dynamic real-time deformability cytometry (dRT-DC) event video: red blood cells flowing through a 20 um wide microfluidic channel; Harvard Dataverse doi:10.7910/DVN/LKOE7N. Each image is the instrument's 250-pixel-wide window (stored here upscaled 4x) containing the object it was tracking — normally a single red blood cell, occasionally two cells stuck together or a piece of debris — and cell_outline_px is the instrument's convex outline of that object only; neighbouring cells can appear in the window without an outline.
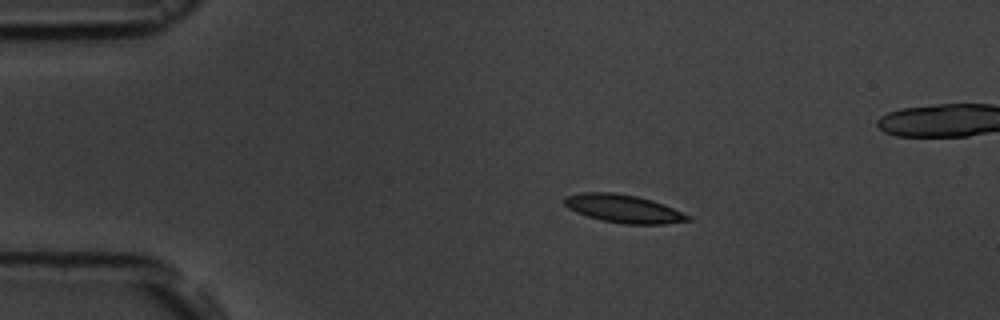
{"species": "common noctule bat (a hibernating species)", "species_latin": "Nyctalus noctula", "temperature_condition": "room temperature", "stored_images_in_passage": 4, "camera_frame_rate_fps": 3000, "um_per_image_px": 0.085, "animal": {"sex": "male", "body_mass_g": 19.5, "forearm_length_mm": 54.6}, "frame": {"image": 1, "passage_image": 2, "time_ms": 1.333, "image_size_px": [1000, 320], "cell_outline_px": [[692, 220], [664, 224], [624, 224], [600, 220], [576, 212], [568, 208], [564, 204], [564, 196], [580, 192], [612, 192], [636, 196], [652, 200], [664, 204], [692, 216]], "centroid_in_image_um": [53.0, 17.73], "position_along_channel_um": 32.0, "area_um2": 20.35}}